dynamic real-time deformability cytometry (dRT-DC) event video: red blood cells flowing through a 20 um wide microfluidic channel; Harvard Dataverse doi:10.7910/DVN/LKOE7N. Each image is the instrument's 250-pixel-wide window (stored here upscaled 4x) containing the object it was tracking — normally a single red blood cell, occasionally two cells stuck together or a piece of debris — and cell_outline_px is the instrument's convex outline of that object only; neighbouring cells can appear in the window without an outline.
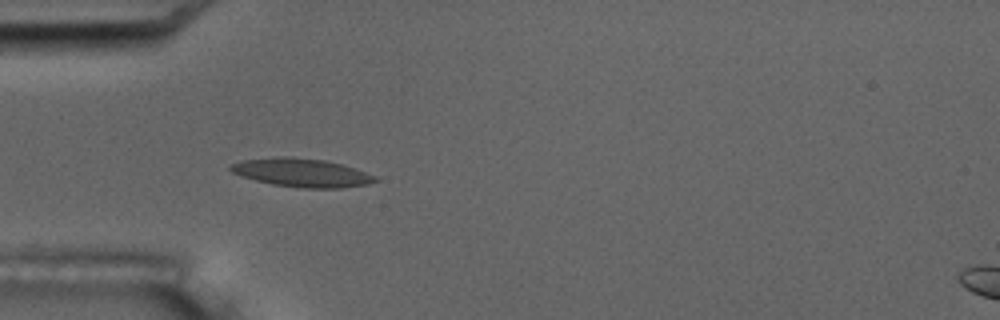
{"species": "common noctule bat (a hibernating species)", "species_latin": "Nyctalus noctula", "temperature_condition": "room temperature", "stored_images_in_passage": 4, "camera_frame_rate_fps": 3000, "um_per_image_px": 0.085, "animal": {"sex": "male", "body_mass_g": 17.5, "forearm_length_mm": 52.3}, "frame": {"image": 1, "passage_image": 4, "time_ms": 4.333, "image_size_px": [1000, 320], "cell_outline_px": [[380, 180], [368, 184], [340, 188], [304, 188], [272, 184], [256, 180], [232, 172], [228, 168], [232, 164], [240, 160], [280, 156], [288, 156], [324, 160], [340, 164], [376, 176]], "centroid_in_image_um": [25.63, 14.67], "position_along_channel_um": 59.4, "area_um2": 23.76}}